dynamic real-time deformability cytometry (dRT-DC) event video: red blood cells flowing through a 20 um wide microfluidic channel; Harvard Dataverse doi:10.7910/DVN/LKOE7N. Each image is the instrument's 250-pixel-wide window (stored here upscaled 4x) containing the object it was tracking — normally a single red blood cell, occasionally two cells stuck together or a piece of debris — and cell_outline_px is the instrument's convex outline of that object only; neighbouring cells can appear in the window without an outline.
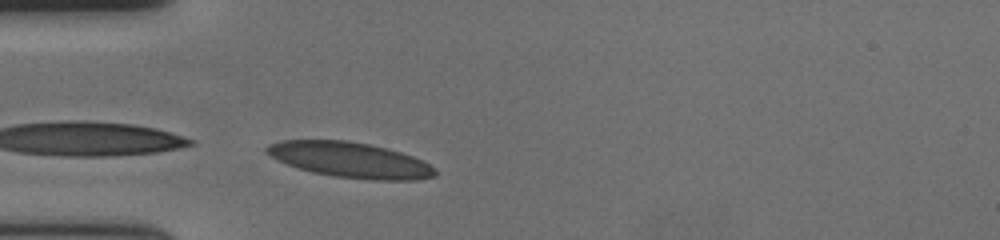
{"species": "human", "species_latin": "Homo sapiens", "temperature_condition": "cold", "stored_images_in_passage": 6, "camera_frame_rate_fps": 3000, "um_per_image_px": 0.085, "donor": {"sex": "female"}, "frame": {"image": 1, "passage_image": 6, "time_ms": 1.667, "image_size_px": [1000, 240], "cell_outline_px": [[436, 176], [416, 180], [368, 180], [332, 176], [312, 172], [288, 164], [264, 152], [264, 148], [268, 144], [280, 140], [344, 140], [368, 144], [388, 148], [412, 156], [436, 168]], "centroid_in_image_um": [29.76, 13.59], "position_along_channel_um": 55.2, "area_um2": 34.68}}